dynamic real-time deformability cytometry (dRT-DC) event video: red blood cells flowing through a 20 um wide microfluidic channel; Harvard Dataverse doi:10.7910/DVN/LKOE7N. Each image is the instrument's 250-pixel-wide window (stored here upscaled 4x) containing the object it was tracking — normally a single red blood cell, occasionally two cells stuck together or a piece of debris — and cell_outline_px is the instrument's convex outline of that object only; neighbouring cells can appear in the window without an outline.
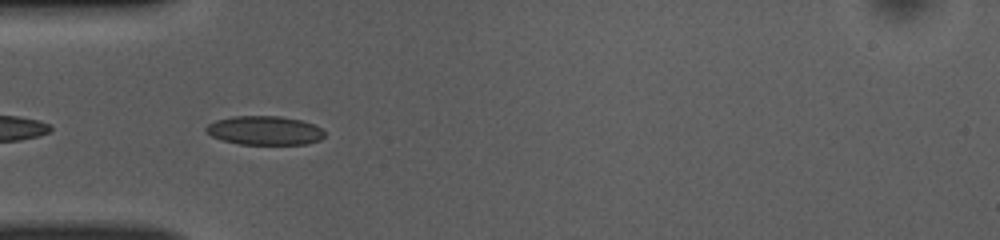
{"species": "common noctule bat (a hibernating species)", "species_latin": "Nyctalus noctula", "temperature_condition": "room temperature", "stored_images_in_passage": 37, "camera_frame_rate_fps": 3000, "um_per_image_px": 0.085, "animal": {"sex": "female", "body_mass_g": 10.0, "forearm_length_mm": 53.1}, "frame": {"image": 1, "passage_image": 2, "time_ms": 0.333, "image_size_px": [1000, 240], "cell_outline_px": [[324, 136], [320, 140], [308, 144], [240, 144], [220, 140], [212, 136], [204, 128], [208, 124], [216, 120], [232, 116], [280, 116], [300, 120], [312, 124], [320, 128], [324, 132]], "centroid_in_image_um": [22.47, 11.09], "position_along_channel_um": 62.5, "area_um2": 19.94}}
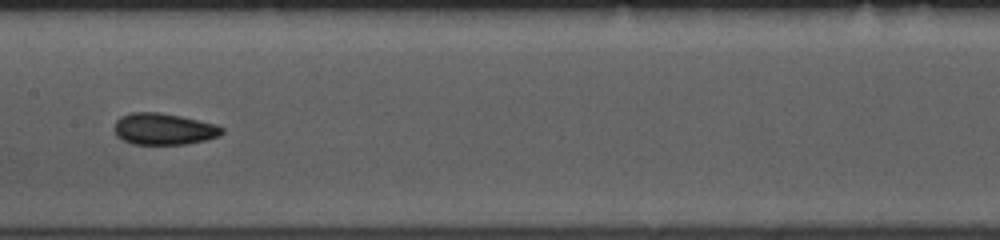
{"frame": {"image": 2, "passage_image": 12, "time_ms": 3.667, "image_size_px": [1000, 240], "cell_outline_px": [[224, 132], [220, 136], [208, 140], [184, 144], [132, 144], [116, 136], [116, 120], [120, 116], [128, 112], [156, 112], [180, 116], [216, 124], [224, 128]], "centroid_in_image_um": [13.95, 10.96], "position_along_channel_um": 193.5, "area_um2": 19.83}}
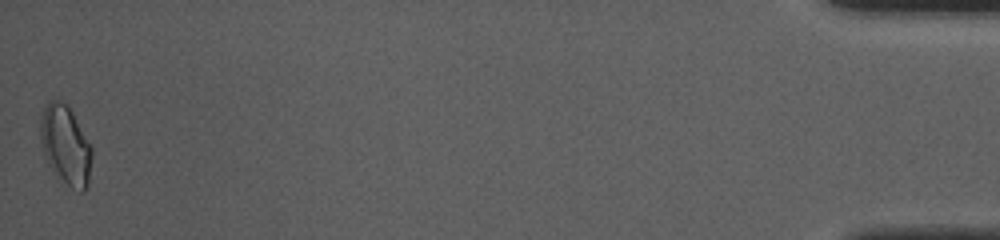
{"frame": {"image": 3, "passage_image": 37, "time_ms": 12.0, "image_size_px": [1000, 240], "cell_outline_px": [[92, 156], [88, 184], [84, 192], [80, 192], [72, 188], [48, 164], [40, 140], [40, 116], [48, 100], [60, 100], [72, 112], [92, 148]], "centroid_in_image_um": [5.57, 12.32], "position_along_channel_um": 429.6, "area_um2": 23.29}, "authors_computed_cell_mechanics": {"area_um2": 19.5942, "velocity_mm_per_s": 3.9478, "shape_relaxation_time_tau1_ms": 4.2496, "shape_relaxation_time_tau2_ms": 1.7834, "deformation_change_tau1": 0.0973, "deformation_change_tau2": 0.073}}